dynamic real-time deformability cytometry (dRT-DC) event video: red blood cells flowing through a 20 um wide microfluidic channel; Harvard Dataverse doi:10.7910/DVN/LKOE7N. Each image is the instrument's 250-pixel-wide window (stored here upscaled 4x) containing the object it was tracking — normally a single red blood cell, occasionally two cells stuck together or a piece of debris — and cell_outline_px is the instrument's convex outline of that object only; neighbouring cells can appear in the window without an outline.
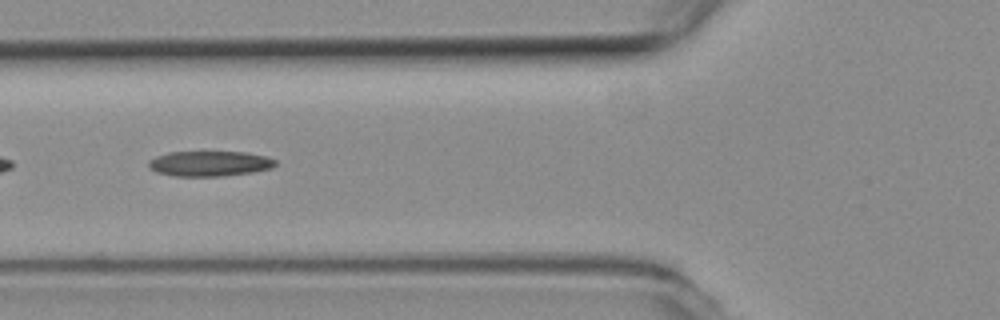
{"species": "common noctule bat (a hibernating species)", "species_latin": "Nyctalus noctula", "temperature_condition": "room temperature", "stored_images_in_passage": 26, "camera_frame_rate_fps": 3000, "um_per_image_px": 0.085, "animal": {"sex": "female", "body_mass_g": 19.3, "forearm_length_mm": 54.1}, "frame": {"image": 1, "passage_image": 5, "time_ms": 1.333, "image_size_px": [1000, 320], "cell_outline_px": [[276, 164], [272, 168], [252, 172], [220, 176], [176, 176], [156, 172], [148, 168], [148, 160], [156, 156], [168, 152], [248, 152], [268, 156], [276, 160]], "centroid_in_image_um": [17.81, 13.9], "position_along_channel_um": 108.0, "area_um2": 18.79}}
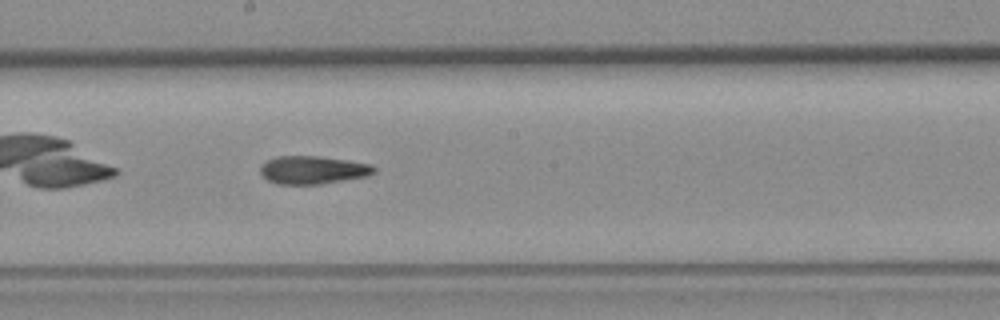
{"frame": {"image": 2, "passage_image": 14, "time_ms": 4.333, "image_size_px": [1000, 320], "cell_outline_px": [[376, 172], [368, 176], [320, 184], [276, 184], [268, 180], [260, 172], [260, 164], [276, 156], [320, 156], [372, 164], [376, 168]], "centroid_in_image_um": [26.6, 14.44], "position_along_channel_um": 221.6, "area_um2": 18.67}}
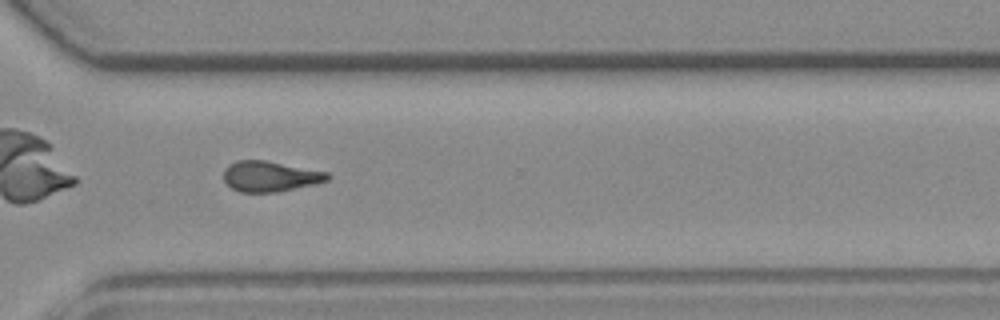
{"frame": {"image": 3, "passage_image": 24, "time_ms": 7.667, "image_size_px": [1000, 320], "cell_outline_px": [[332, 176], [328, 180], [316, 184], [276, 192], [240, 192], [232, 188], [224, 180], [224, 168], [228, 164], [236, 160], [264, 160], [328, 172]], "centroid_in_image_um": [22.96, 14.98], "position_along_channel_um": 347.6, "area_um2": 18.5}, "authors_computed_cell_mechanics": {"area_um2": 18.7561, "velocity_mm_per_s": 3.7866, "shape_relaxation_time_tau1_ms": null, "shape_relaxation_time_tau2_ms": 4.8337, "deformation_change_tau1": null, "deformation_change_tau2": 0.1468}}